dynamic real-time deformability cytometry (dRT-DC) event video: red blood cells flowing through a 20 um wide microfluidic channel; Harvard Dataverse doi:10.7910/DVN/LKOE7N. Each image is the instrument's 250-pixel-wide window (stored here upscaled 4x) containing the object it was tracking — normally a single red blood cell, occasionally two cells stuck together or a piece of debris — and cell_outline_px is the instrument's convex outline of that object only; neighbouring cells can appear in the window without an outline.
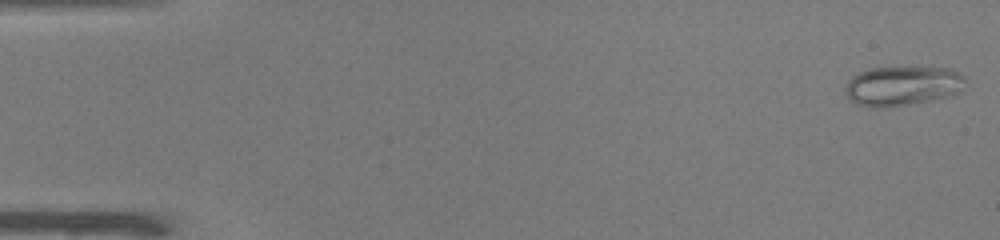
{"species": "common noctule bat (a hibernating species)", "species_latin": "Nyctalus noctula", "temperature_condition": "warm", "stored_images_in_passage": 50, "camera_frame_rate_fps": 3000, "um_per_image_px": 0.085, "animal": {"sex": "male", "body_mass_g": 19.0, "forearm_length_mm": 50.8}, "frame": {"image": 1, "passage_image": 1, "time_ms": 0.0, "image_size_px": [1000, 240], "cell_outline_px": [[964, 80], [956, 92], [932, 100], [908, 104], [856, 104], [848, 100], [844, 92], [844, 88], [848, 80], [852, 76], [868, 68], [948, 68], [960, 72], [964, 76]], "centroid_in_image_um": [76.65, 7.25], "position_along_channel_um": 8.3, "area_um2": 26.53}}
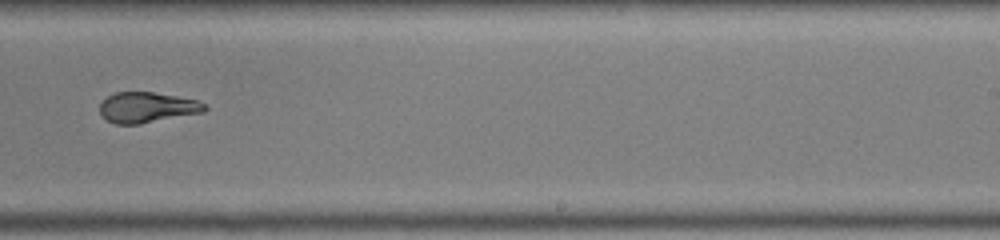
{"frame": {"image": 2, "passage_image": 32, "time_ms": 10.333, "image_size_px": [1000, 240], "cell_outline_px": [[208, 108], [204, 112], [140, 124], [116, 124], [108, 120], [100, 112], [100, 104], [108, 96], [116, 92], [152, 92], [176, 96], [196, 100], [204, 104]], "centroid_in_image_um": [12.51, 9.13], "position_along_channel_um": 276.5, "area_um2": 18.44}}
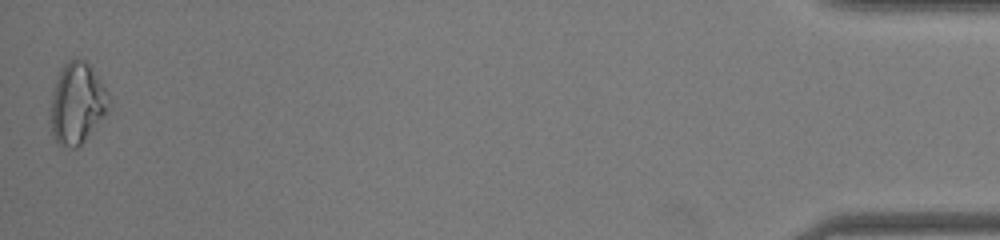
{"frame": {"image": 3, "passage_image": 50, "time_ms": 16.333, "image_size_px": [1000, 240], "cell_outline_px": [[112, 100], [104, 116], [84, 140], [76, 148], [72, 148], [60, 144], [56, 140], [52, 132], [52, 88], [64, 64], [72, 56], [84, 60], [92, 68], [108, 92]], "centroid_in_image_um": [6.58, 8.73], "position_along_channel_um": 428.6, "area_um2": 27.22}, "authors_computed_cell_mechanics": {"area_um2": 20.6635, "velocity_mm_per_s": 4.012, "shape_relaxation_time_tau1_ms": 9.9436, "shape_relaxation_time_tau2_ms": 1.3412, "deformation_change_tau1": 0.3139, "deformation_change_tau2": 0.085}}